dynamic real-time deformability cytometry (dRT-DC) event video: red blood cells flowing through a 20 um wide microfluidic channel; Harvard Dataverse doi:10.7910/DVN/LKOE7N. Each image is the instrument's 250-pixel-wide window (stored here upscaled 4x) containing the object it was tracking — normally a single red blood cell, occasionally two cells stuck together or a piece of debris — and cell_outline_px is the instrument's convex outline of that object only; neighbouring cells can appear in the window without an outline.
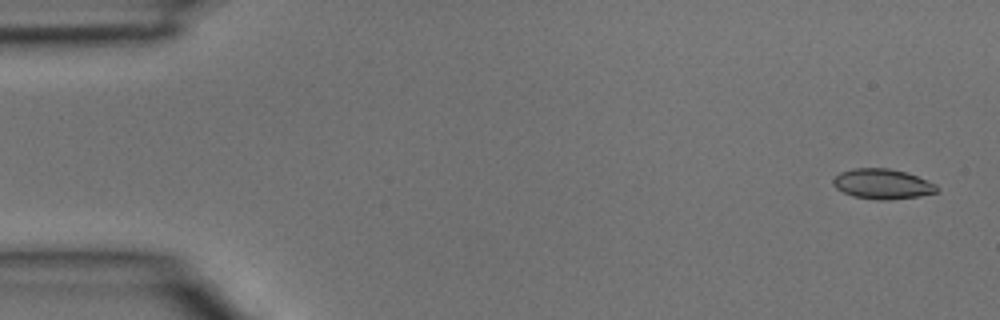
{"species": "common noctule bat (a hibernating species)", "species_latin": "Nyctalus noctula", "temperature_condition": "room temperature", "stored_images_in_passage": 5, "camera_frame_rate_fps": 3000, "um_per_image_px": 0.085, "animal": {"sex": "male", "body_mass_g": 15.6}, "frame": {"image": 1, "passage_image": 1, "time_ms": 0.0, "image_size_px": [1000, 320], "cell_outline_px": [[940, 192], [920, 196], [884, 200], [880, 200], [852, 196], [836, 188], [832, 184], [832, 180], [840, 172], [852, 168], [888, 168], [904, 172], [916, 176], [936, 184], [940, 188]], "centroid_in_image_um": [75.02, 15.64], "position_along_channel_um": 10.0, "area_um2": 18.21}}
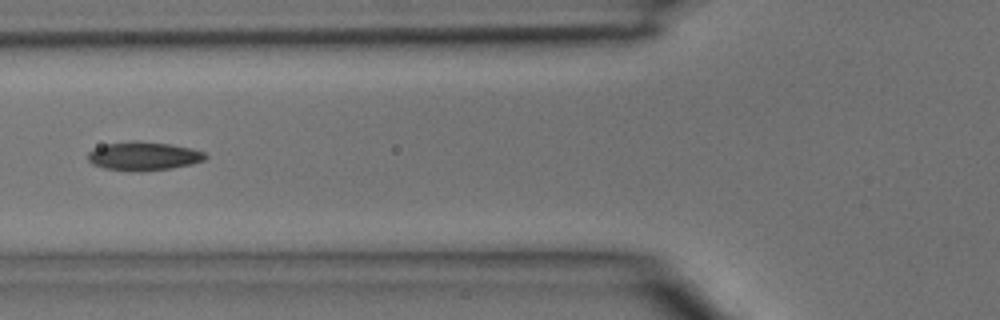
{"frame": {"image": 2, "passage_image": 5, "time_ms": 1.333, "image_size_px": [1000, 320], "cell_outline_px": [[208, 156], [204, 160], [192, 164], [172, 168], [140, 172], [132, 172], [104, 168], [92, 164], [88, 160], [88, 152], [104, 144], [172, 144], [192, 148], [204, 152]], "centroid_in_image_um": [12.24, 13.33], "position_along_channel_um": 113.6, "area_um2": 18.9}}